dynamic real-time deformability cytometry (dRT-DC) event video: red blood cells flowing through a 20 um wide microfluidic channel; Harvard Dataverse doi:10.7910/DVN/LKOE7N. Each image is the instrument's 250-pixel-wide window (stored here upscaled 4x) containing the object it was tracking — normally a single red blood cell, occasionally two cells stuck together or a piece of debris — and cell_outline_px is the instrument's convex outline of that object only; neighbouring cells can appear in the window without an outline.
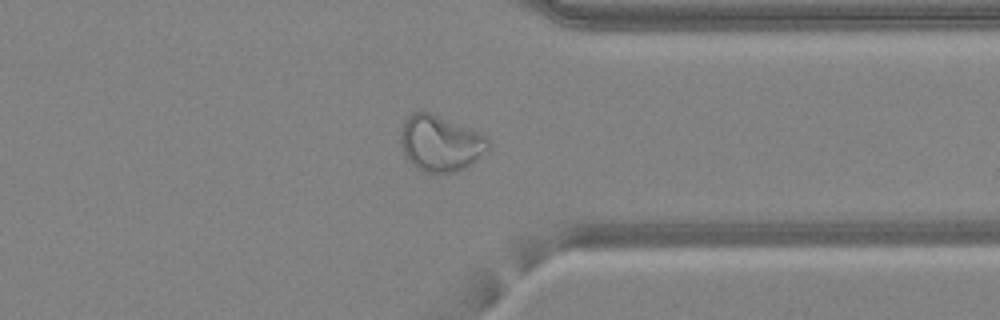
{"species": "common noctule bat (a hibernating species)", "species_latin": "Nyctalus noctula", "temperature_condition": "warm", "stored_images_in_passage": 48, "camera_frame_rate_fps": 3000, "um_per_image_px": 0.085, "animal": {"sex": "female", "body_mass_g": 24.6, "forearm_length_mm": 56.2}, "frame": {"image": 1, "passage_image": 38, "time_ms": 12.333, "image_size_px": [1000, 320], "cell_outline_px": [[488, 148], [472, 164], [456, 172], [424, 172], [416, 168], [404, 156], [400, 140], [400, 128], [404, 120], [412, 112], [420, 108], [480, 132], [488, 136]], "centroid_in_image_um": [37.39, 12.15], "position_along_channel_um": 374.0, "area_um2": 28.96}}
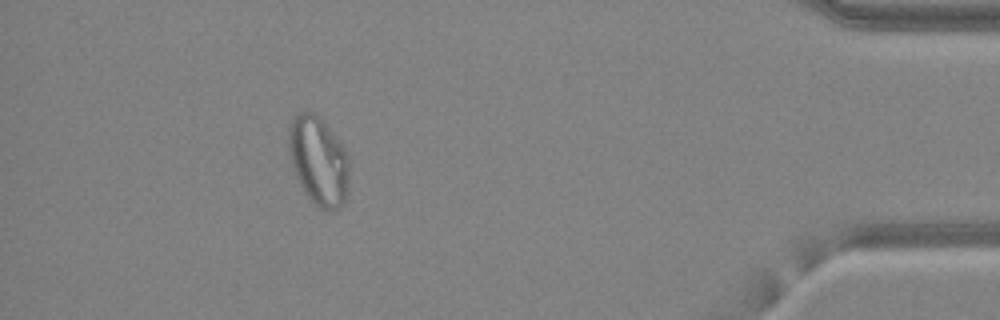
{"frame": {"image": 2, "passage_image": 44, "time_ms": 14.333, "image_size_px": [1000, 320], "cell_outline_px": [[348, 188], [344, 200], [340, 208], [320, 208], [304, 192], [296, 176], [288, 152], [288, 128], [292, 116], [300, 112], [312, 112], [328, 128], [344, 148], [348, 156]], "centroid_in_image_um": [27.04, 13.65], "position_along_channel_um": 408.2, "area_um2": 30.75}, "authors_computed_cell_mechanics": {"area_um2": 29.5647, "velocity_mm_per_s": 4.275, "shape_relaxation_time_tau1_ms": null, "shape_relaxation_time_tau2_ms": 1.2724, "deformation_change_tau1": null, "deformation_change_tau2": 0.073}}